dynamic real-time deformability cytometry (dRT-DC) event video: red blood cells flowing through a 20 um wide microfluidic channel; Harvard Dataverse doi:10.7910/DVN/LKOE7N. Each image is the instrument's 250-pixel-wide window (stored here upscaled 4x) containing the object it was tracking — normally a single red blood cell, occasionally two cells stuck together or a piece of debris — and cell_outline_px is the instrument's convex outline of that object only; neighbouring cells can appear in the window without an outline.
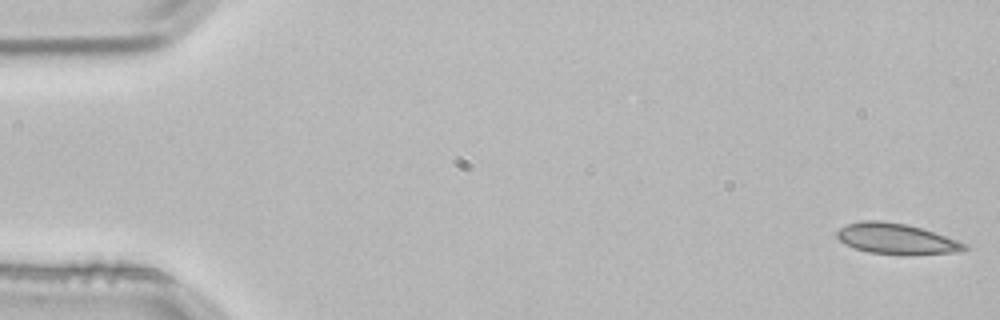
{"species": "common noctule bat (a hibernating species)", "species_latin": "Nyctalus noctula", "temperature_condition": "room temperature", "stored_images_in_passage": 4, "camera_frame_rate_fps": 3000, "um_per_image_px": 0.085, "animal": {"sex": "male", "body_mass_g": 21.5, "forearm_length_mm": 52.0}, "frame": {"image": 1, "passage_image": 1, "time_ms": 0.0, "image_size_px": [1000, 320], "cell_outline_px": [[968, 248], [960, 252], [912, 256], [868, 252], [856, 248], [840, 240], [836, 236], [836, 232], [840, 228], [848, 224], [860, 220], [880, 220], [908, 224], [968, 244]], "centroid_in_image_um": [76.22, 20.31], "position_along_channel_um": 8.8, "area_um2": 22.95}}
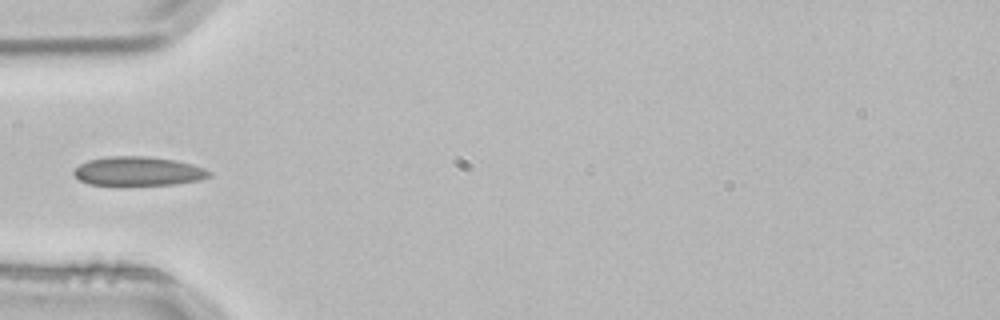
{"frame": {"image": 2, "passage_image": 4, "time_ms": 1.0, "image_size_px": [1000, 320], "cell_outline_px": [[212, 176], [200, 180], [172, 184], [88, 184], [80, 180], [72, 172], [80, 164], [88, 160], [108, 156], [148, 156], [176, 160], [192, 164], [204, 168], [212, 172]], "centroid_in_image_um": [11.78, 14.53], "position_along_channel_um": 73.2, "area_um2": 22.72}}